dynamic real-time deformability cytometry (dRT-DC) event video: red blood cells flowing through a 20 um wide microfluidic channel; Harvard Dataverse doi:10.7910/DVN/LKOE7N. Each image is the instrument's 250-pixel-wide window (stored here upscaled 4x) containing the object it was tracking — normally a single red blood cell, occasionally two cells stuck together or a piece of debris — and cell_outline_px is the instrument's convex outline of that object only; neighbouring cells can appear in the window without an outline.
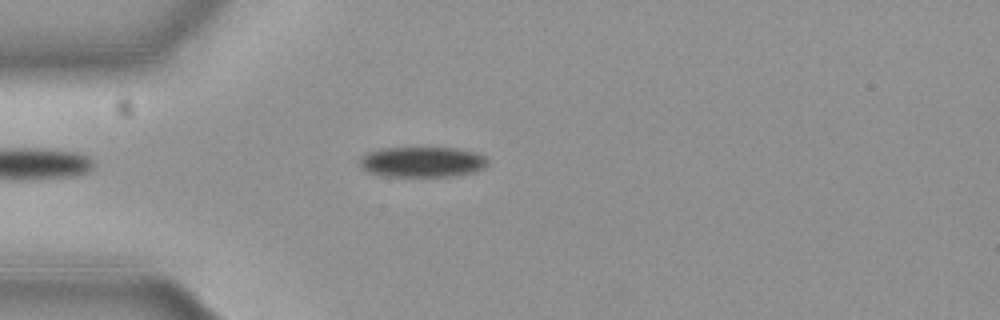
{"species": "common noctule bat (a hibernating species)", "species_latin": "Nyctalus noctula", "temperature_condition": "cold", "stored_images_in_passage": 35, "camera_frame_rate_fps": 3000, "um_per_image_px": 0.085, "animal": {"sex": "female", "body_mass_g": 19.3, "forearm_length_mm": 54.1}, "frame": {"image": 1, "passage_image": 2, "time_ms": 0.333, "image_size_px": [1000, 320], "cell_outline_px": [[488, 164], [484, 168], [476, 172], [452, 176], [388, 176], [368, 172], [360, 168], [360, 160], [368, 152], [388, 148], [456, 148], [476, 152], [484, 156], [488, 160]], "centroid_in_image_um": [35.94, 13.77], "position_along_channel_um": 49.1, "area_um2": 22.6}}
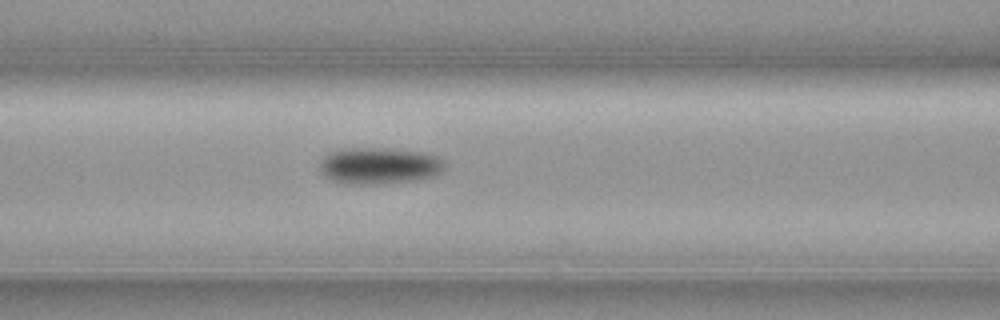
{"frame": {"image": 2, "passage_image": 10, "time_ms": 3.0, "image_size_px": [1000, 320], "cell_outline_px": [[448, 164], [444, 172], [436, 176], [416, 180], [376, 184], [344, 184], [332, 180], [324, 176], [320, 172], [320, 164], [324, 156], [332, 152], [352, 148], [372, 148], [420, 152], [436, 156], [444, 160]], "centroid_in_image_um": [32.28, 14.11], "position_along_channel_um": 134.3, "area_um2": 26.65}}
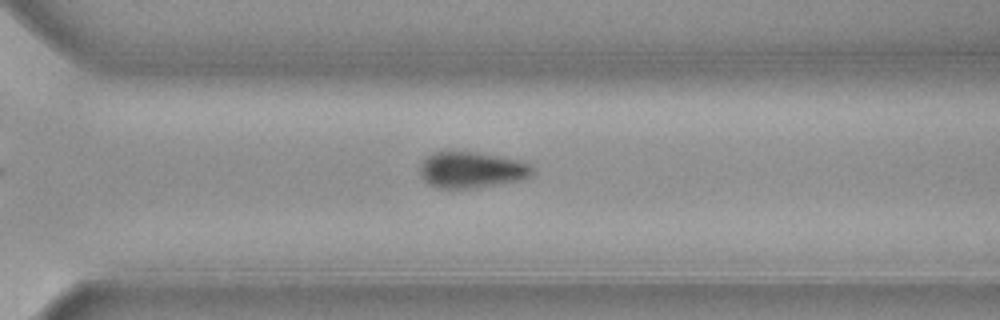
{"frame": {"image": 3, "passage_image": 26, "time_ms": 8.333, "image_size_px": [1000, 320], "cell_outline_px": [[532, 172], [528, 176], [520, 180], [476, 188], [436, 188], [428, 184], [420, 176], [420, 164], [432, 152], [476, 152], [520, 160], [532, 164]], "centroid_in_image_um": [40.06, 14.44], "position_along_channel_um": 330.5, "area_um2": 23.64}, "authors_computed_cell_mechanics": {"area_um2": 24.7962, "velocity_mm_per_s": 3.6985, "shape_relaxation_time_tau1_ms": 2.8519, "shape_relaxation_time_tau2_ms": null, "deformation_change_tau1": 0.0801, "deformation_change_tau2": null}}